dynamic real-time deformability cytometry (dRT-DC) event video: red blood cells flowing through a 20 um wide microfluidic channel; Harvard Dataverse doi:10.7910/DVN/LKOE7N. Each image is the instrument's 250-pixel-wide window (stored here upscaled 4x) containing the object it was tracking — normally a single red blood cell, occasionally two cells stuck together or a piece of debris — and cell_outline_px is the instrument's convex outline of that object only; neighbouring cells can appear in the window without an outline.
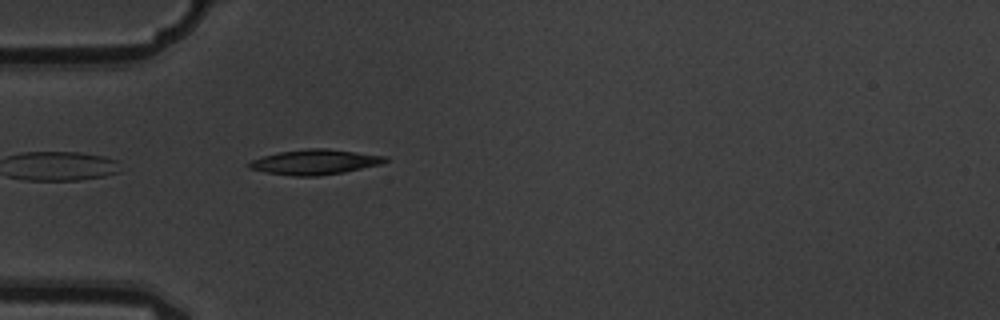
{"species": "common noctule bat (a hibernating species)", "species_latin": "Nyctalus noctula", "temperature_condition": "warm", "stored_images_in_passage": 3, "camera_frame_rate_fps": 3000, "um_per_image_px": 0.085, "animal": {"sex": "male", "body_mass_g": 19.5, "forearm_length_mm": 54.6}, "frame": {"image": 1, "passage_image": 3, "time_ms": 0.667, "image_size_px": [1000, 320], "cell_outline_px": [[388, 160], [384, 164], [344, 172], [316, 176], [296, 176], [264, 172], [248, 168], [248, 164], [252, 160], [264, 156], [280, 152], [308, 148], [324, 148], [388, 156]], "centroid_in_image_um": [26.81, 13.77], "position_along_channel_um": 58.2, "area_um2": 19.83}}